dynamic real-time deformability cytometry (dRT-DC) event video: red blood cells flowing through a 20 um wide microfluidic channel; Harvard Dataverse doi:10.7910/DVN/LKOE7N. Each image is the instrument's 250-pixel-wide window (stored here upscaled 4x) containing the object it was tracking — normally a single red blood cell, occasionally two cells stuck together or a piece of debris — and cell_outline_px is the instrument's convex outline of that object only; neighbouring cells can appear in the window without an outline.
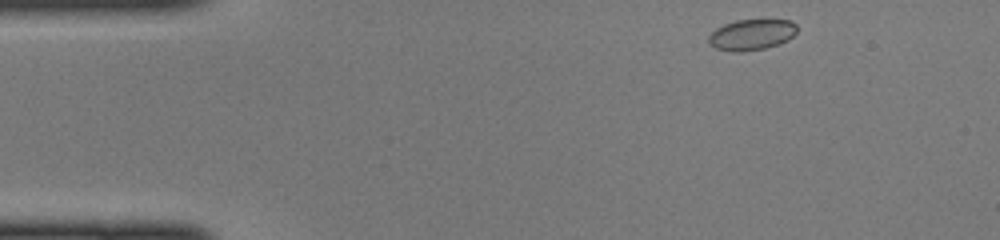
{"species": "common noctule bat (a hibernating species)", "species_latin": "Nyctalus noctula", "temperature_condition": "cold", "stored_images_in_passage": 42, "camera_frame_rate_fps": 3000, "um_per_image_px": 0.085, "animal": {"sex": "female", "body_mass_g": 22.0, "forearm_length_mm": 56.7}, "frame": {"image": 1, "passage_image": 1, "time_ms": 0.0, "image_size_px": [1000, 240], "cell_outline_px": [[796, 32], [788, 40], [780, 44], [764, 48], [740, 52], [732, 52], [716, 48], [708, 44], [708, 36], [716, 28], [724, 24], [736, 20], [792, 20], [796, 24]], "centroid_in_image_um": [63.87, 2.95], "position_along_channel_um": 21.1, "area_um2": 15.95}}
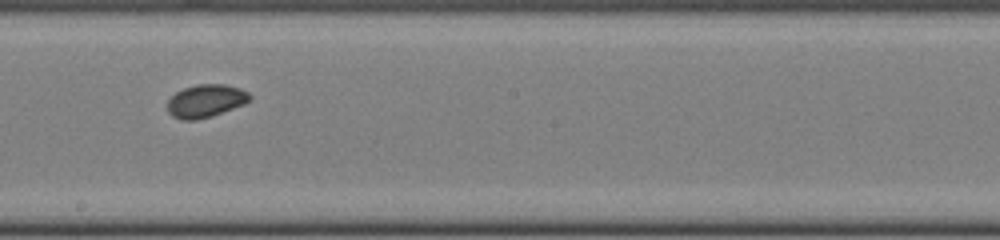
{"frame": {"image": 2, "passage_image": 21, "time_ms": 6.667, "image_size_px": [1000, 240], "cell_outline_px": [[252, 100], [244, 104], [212, 116], [196, 120], [180, 120], [172, 116], [168, 112], [168, 100], [176, 92], [184, 88], [196, 84], [224, 84], [240, 88], [248, 92], [252, 96]], "centroid_in_image_um": [17.5, 8.58], "position_along_channel_um": 230.7, "area_um2": 15.9}}
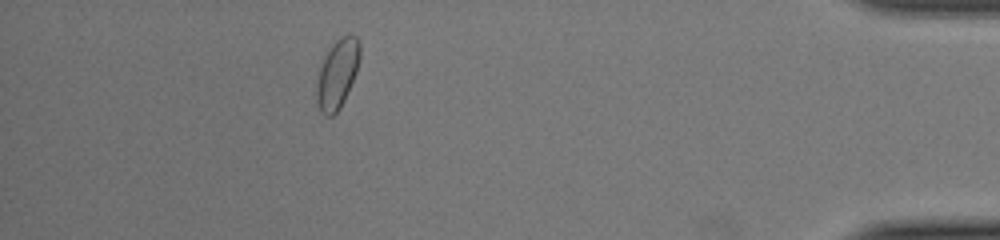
{"frame": {"image": 3, "passage_image": 37, "time_ms": 12.0, "image_size_px": [1000, 240], "cell_outline_px": [[360, 56], [356, 72], [344, 100], [340, 108], [332, 116], [324, 116], [320, 112], [316, 104], [316, 80], [320, 64], [324, 56], [332, 44], [340, 36], [348, 32], [352, 32], [356, 36], [360, 44]], "centroid_in_image_um": [28.65, 6.25], "position_along_channel_um": 406.6, "area_um2": 17.86}}